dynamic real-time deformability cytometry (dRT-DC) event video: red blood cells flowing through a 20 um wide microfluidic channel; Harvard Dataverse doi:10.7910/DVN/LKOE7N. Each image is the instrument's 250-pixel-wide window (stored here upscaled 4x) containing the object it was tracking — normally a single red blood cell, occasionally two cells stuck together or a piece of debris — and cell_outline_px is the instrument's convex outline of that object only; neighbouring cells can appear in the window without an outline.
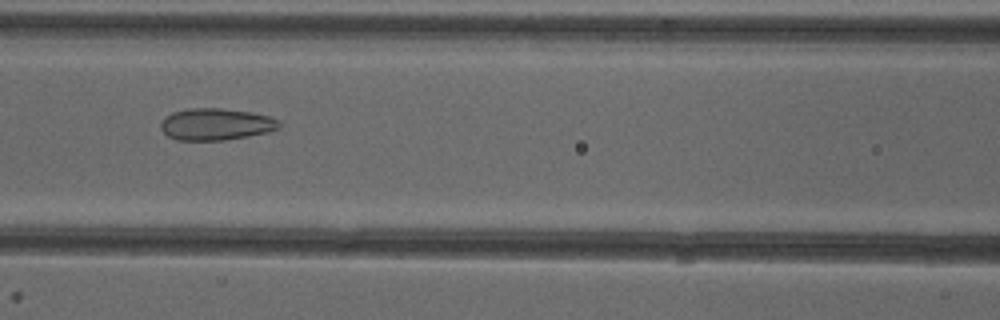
{"species": "common noctule bat (a hibernating species)", "species_latin": "Nyctalus noctula", "temperature_condition": "cold", "stored_images_in_passage": 28, "camera_frame_rate_fps": 3000, "um_per_image_px": 0.085, "animal": {"sex": "female"}, "frame": {"image": 1, "passage_image": 8, "time_ms": 2.333, "image_size_px": [1000, 320], "cell_outline_px": [[280, 128], [268, 132], [248, 136], [224, 140], [176, 140], [168, 136], [160, 128], [160, 124], [172, 112], [188, 108], [220, 108], [252, 112], [268, 116], [280, 120]], "centroid_in_image_um": [18.38, 10.56], "position_along_channel_um": 148.2, "area_um2": 21.96}}
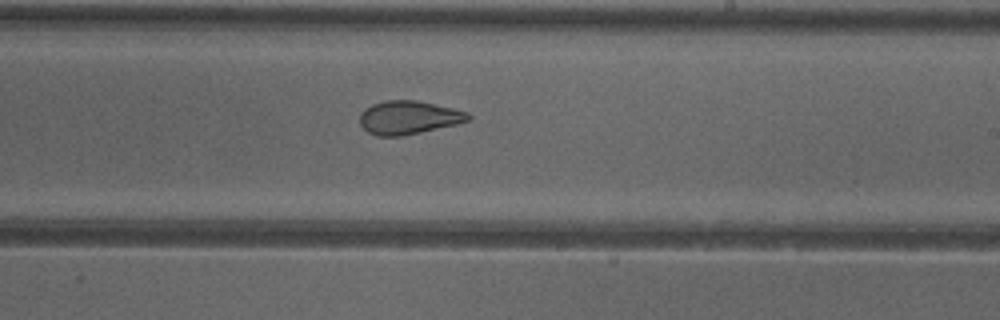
{"frame": {"image": 2, "passage_image": 16, "time_ms": 5.0, "image_size_px": [1000, 320], "cell_outline_px": [[472, 120], [456, 124], [420, 132], [400, 136], [376, 136], [368, 132], [360, 124], [360, 112], [364, 108], [372, 104], [384, 100], [416, 100], [452, 108], [468, 112], [472, 116]], "centroid_in_image_um": [34.72, 9.98], "position_along_channel_um": 254.3, "area_um2": 21.15}}
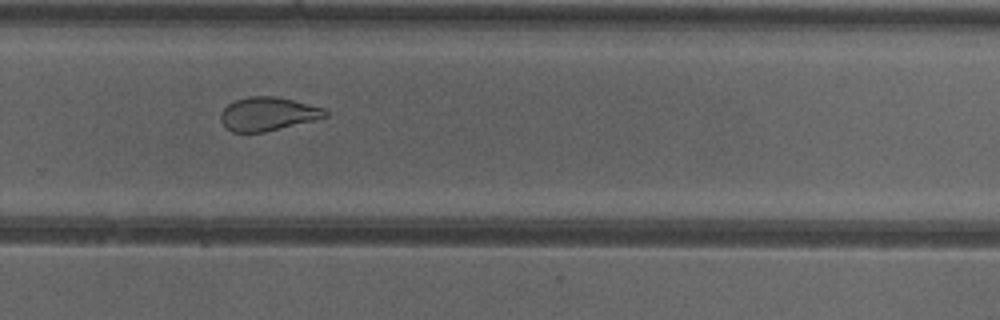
{"frame": {"image": 3, "passage_image": 20, "time_ms": 6.333, "image_size_px": [1000, 320], "cell_outline_px": [[328, 116], [316, 120], [264, 132], [232, 132], [220, 120], [220, 112], [228, 104], [236, 100], [248, 96], [276, 96], [324, 108], [328, 112]], "centroid_in_image_um": [22.77, 9.68], "position_along_channel_um": 307.0, "area_um2": 20.4}, "authors_computed_cell_mechanics": {"area_um2": 21.1259, "velocity_mm_per_s": 3.9811, "shape_relaxation_time_tau1_ms": null, "shape_relaxation_time_tau2_ms": 1.4285, "deformation_change_tau1": null, "deformation_change_tau2": 0.0887}}